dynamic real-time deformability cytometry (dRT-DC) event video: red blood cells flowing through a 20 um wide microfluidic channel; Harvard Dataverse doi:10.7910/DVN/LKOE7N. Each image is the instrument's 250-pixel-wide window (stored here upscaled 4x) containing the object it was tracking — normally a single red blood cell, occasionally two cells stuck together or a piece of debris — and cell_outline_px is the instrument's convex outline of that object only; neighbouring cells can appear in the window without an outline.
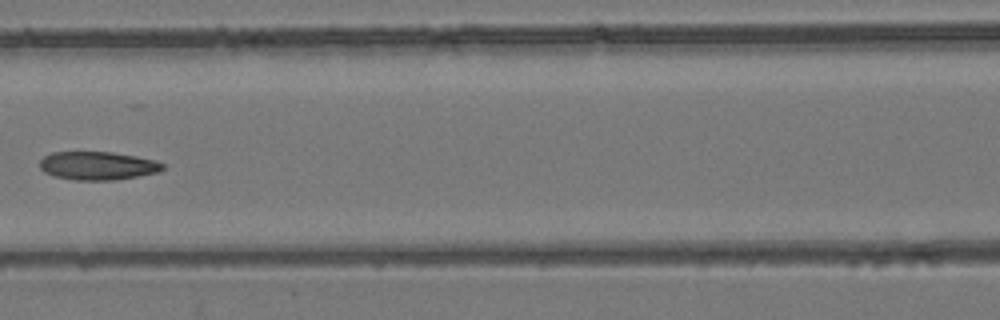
{"species": "common noctule bat (a hibernating species)", "species_latin": "Nyctalus noctula", "temperature_condition": "room temperature", "stored_images_in_passage": 7, "camera_frame_rate_fps": 3000, "um_per_image_px": 0.085, "animal": {"sex": "female", "body_mass_g": 24.6, "forearm_length_mm": 56.2}, "frame": {"image": 1, "passage_image": 7, "time_ms": 7.0, "image_size_px": [1000, 320], "cell_outline_px": [[164, 168], [160, 172], [116, 180], [72, 180], [52, 176], [44, 172], [40, 168], [40, 160], [44, 156], [52, 152], [112, 152], [136, 156], [156, 160], [164, 164]], "centroid_in_image_um": [8.3, 14.09], "position_along_channel_um": 158.3, "area_um2": 20.52}}